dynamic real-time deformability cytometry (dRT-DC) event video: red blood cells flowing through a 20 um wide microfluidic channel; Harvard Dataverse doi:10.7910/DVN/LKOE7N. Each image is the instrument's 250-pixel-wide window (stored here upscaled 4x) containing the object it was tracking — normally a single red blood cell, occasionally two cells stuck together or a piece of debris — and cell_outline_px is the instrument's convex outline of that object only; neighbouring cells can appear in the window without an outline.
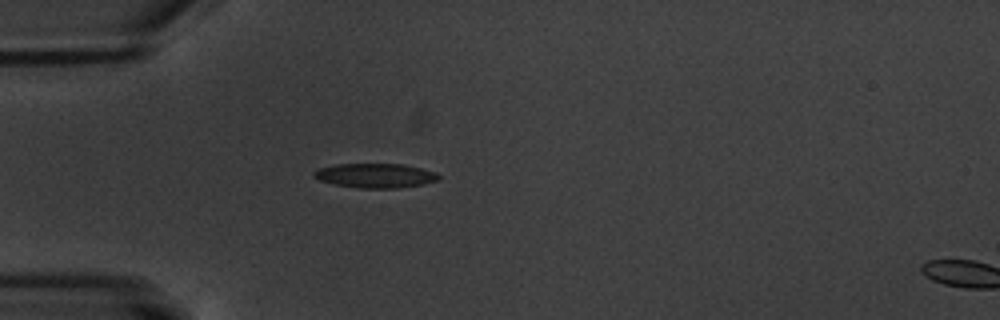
{"species": "common noctule bat (a hibernating species)", "species_latin": "Nyctalus noctula", "temperature_condition": "warm", "stored_images_in_passage": 6, "camera_frame_rate_fps": 3000, "um_per_image_px": 0.085, "animal": {"sex": "male", "body_mass_g": 20.1, "forearm_length_mm": 53.5}, "frame": {"image": 1, "passage_image": 5, "time_ms": 4.667, "image_size_px": [1000, 320], "cell_outline_px": [[440, 180], [424, 184], [396, 188], [360, 188], [336, 184], [320, 180], [312, 176], [312, 172], [320, 168], [336, 164], [404, 164], [436, 172], [440, 176]], "centroid_in_image_um": [31.93, 14.92], "position_along_channel_um": 53.1, "area_um2": 17.69}}